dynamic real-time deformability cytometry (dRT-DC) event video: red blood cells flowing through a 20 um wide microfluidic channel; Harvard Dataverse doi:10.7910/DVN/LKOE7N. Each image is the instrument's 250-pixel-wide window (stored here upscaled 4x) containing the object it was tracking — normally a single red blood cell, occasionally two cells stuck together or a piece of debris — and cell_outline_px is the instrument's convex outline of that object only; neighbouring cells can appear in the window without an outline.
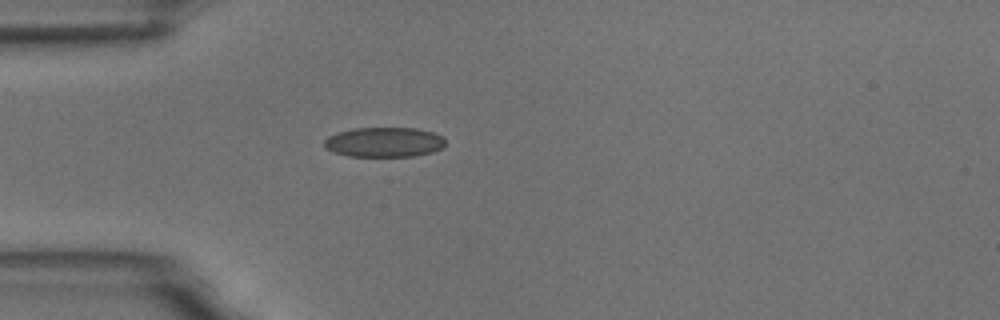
{"species": "common noctule bat (a hibernating species)", "species_latin": "Nyctalus noctula", "temperature_condition": "room temperature", "stored_images_in_passage": 1, "camera_frame_rate_fps": 3000, "um_per_image_px": 0.085, "animal": {"sex": "male", "body_mass_g": 18.8}, "frame": {"image": 1, "passage_image": 1, "time_ms": 0.0, "image_size_px": [1000, 320], "cell_outline_px": [[444, 148], [432, 152], [416, 156], [348, 156], [324, 148], [324, 140], [328, 136], [352, 128], [416, 128], [432, 132], [444, 136]], "centroid_in_image_um": [32.68, 12.08], "position_along_channel_um": 52.3, "area_um2": 21.1}}